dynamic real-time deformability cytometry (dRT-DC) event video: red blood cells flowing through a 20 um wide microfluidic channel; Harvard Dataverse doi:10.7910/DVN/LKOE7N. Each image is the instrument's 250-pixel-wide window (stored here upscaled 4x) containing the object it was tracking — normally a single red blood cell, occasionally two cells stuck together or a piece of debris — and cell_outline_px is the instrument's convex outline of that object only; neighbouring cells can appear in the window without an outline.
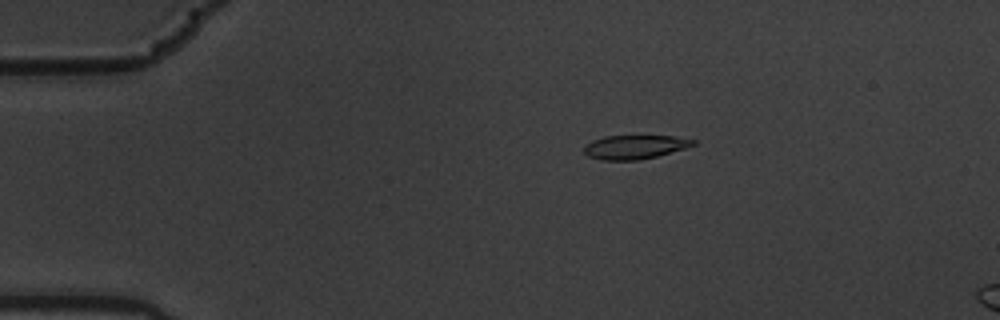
{"species": "common noctule bat (a hibernating species)", "species_latin": "Nyctalus noctula", "temperature_condition": "warm", "stored_images_in_passage": 6, "camera_frame_rate_fps": 3000, "um_per_image_px": 0.085, "animal": {"sex": "male", "body_mass_g": 19.5, "forearm_length_mm": 54.6}, "frame": {"image": 1, "passage_image": 4, "time_ms": 1.0, "image_size_px": [1000, 320], "cell_outline_px": [[696, 144], [684, 148], [656, 156], [640, 160], [600, 160], [588, 156], [584, 152], [584, 148], [592, 140], [604, 136], [672, 136], [696, 140]], "centroid_in_image_um": [53.93, 12.49], "position_along_channel_um": 31.1, "area_um2": 15.03}}